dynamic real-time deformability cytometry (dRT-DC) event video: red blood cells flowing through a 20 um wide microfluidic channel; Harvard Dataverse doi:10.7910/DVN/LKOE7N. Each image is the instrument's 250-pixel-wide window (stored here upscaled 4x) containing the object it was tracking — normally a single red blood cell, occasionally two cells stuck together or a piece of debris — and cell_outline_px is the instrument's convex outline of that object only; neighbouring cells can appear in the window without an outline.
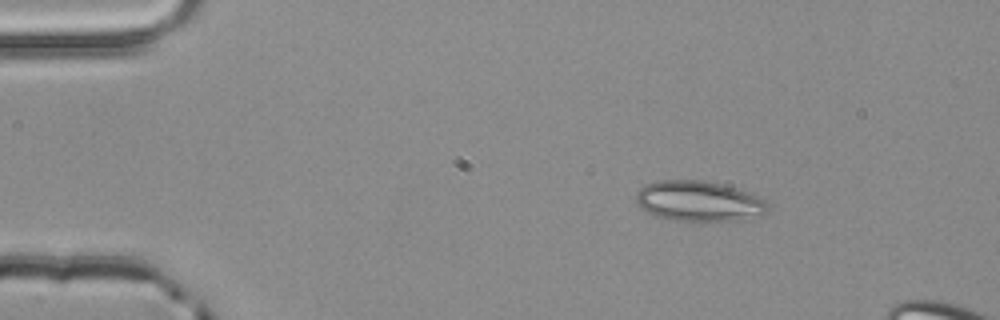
{"species": "common noctule bat (a hibernating species)", "species_latin": "Nyctalus noctula", "temperature_condition": "room temperature", "stored_images_in_passage": 9, "camera_frame_rate_fps": 3000, "um_per_image_px": 0.085, "animal": {"sex": "male", "body_mass_g": 20.4}, "frame": {"image": 1, "passage_image": 1, "time_ms": 0.0, "image_size_px": [1000, 320], "cell_outline_px": [[768, 212], [760, 216], [740, 220], [668, 220], [648, 212], [640, 208], [636, 204], [636, 192], [644, 184], [656, 180], [700, 180], [720, 184], [752, 192], [764, 200], [768, 204]], "centroid_in_image_um": [59.39, 17.09], "position_along_channel_um": 25.6, "area_um2": 31.15}}